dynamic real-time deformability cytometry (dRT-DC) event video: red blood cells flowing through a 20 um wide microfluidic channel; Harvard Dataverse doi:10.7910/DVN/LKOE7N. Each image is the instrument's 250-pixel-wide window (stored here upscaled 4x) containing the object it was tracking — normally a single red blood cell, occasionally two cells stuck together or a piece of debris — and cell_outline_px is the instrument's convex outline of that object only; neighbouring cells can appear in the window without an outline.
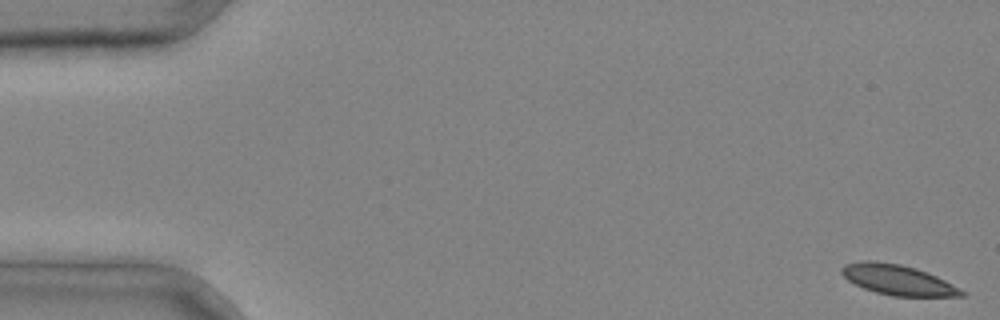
{"species": "common noctule bat (a hibernating species)", "species_latin": "Nyctalus noctula", "temperature_condition": "cold", "stored_images_in_passage": 5, "camera_frame_rate_fps": 3000, "um_per_image_px": 0.085, "animal": {"sex": "male", "body_mass_g": 20.4}, "frame": {"image": 1, "passage_image": 5, "time_ms": 1.333, "image_size_px": [1000, 320], "cell_outline_px": [[964, 296], [892, 296], [876, 292], [864, 288], [848, 280], [840, 272], [840, 268], [844, 264], [864, 260], [872, 260], [900, 264], [916, 268], [936, 276], [960, 288], [964, 292]], "centroid_in_image_um": [76.28, 23.78], "position_along_channel_um": 8.7, "area_um2": 20.98}}